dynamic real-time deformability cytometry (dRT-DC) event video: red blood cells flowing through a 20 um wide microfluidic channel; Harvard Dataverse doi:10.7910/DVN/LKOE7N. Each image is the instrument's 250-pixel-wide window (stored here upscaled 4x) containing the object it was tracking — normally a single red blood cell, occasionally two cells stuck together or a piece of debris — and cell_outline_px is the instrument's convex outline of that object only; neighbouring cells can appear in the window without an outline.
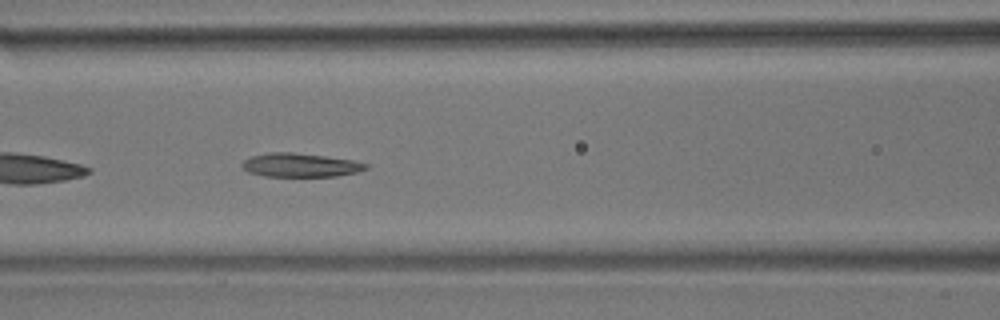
{"species": "common noctule bat (a hibernating species)", "species_latin": "Nyctalus noctula", "temperature_condition": "room temperature", "stored_images_in_passage": 8, "camera_frame_rate_fps": 3000, "um_per_image_px": 0.085, "animal": {"sex": "male", "body_mass_g": 17.9}, "frame": {"image": 1, "passage_image": 6, "time_ms": 5.667, "image_size_px": [1000, 320], "cell_outline_px": [[368, 168], [356, 172], [336, 176], [264, 176], [248, 172], [240, 164], [244, 160], [252, 156], [268, 152], [292, 152], [324, 156], [352, 160], [368, 164]], "centroid_in_image_um": [25.5, 14.03], "position_along_channel_um": 141.1, "area_um2": 16.99}}
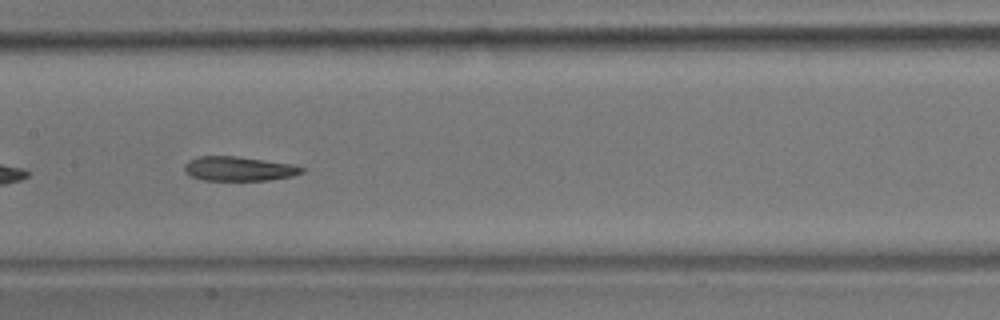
{"frame": {"image": 2, "passage_image": 7, "time_ms": 7.0, "image_size_px": [1000, 320], "cell_outline_px": [[304, 172], [292, 176], [268, 180], [204, 180], [192, 176], [184, 172], [184, 164], [188, 160], [200, 156], [236, 156], [292, 164], [304, 168]], "centroid_in_image_um": [20.28, 14.34], "position_along_channel_um": 187.1, "area_um2": 16.59}}
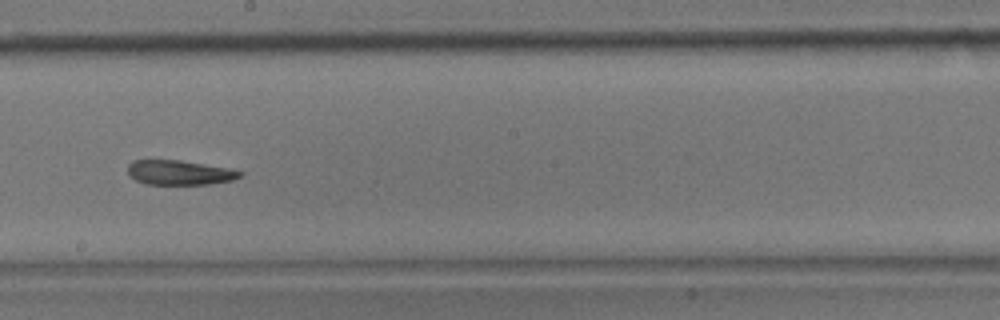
{"frame": {"image": 3, "passage_image": 8, "time_ms": 8.333, "image_size_px": [1000, 320], "cell_outline_px": [[244, 172], [240, 176], [232, 180], [208, 184], [144, 184], [128, 176], [128, 164], [132, 160], [180, 160], [228, 168]], "centroid_in_image_um": [15.21, 14.66], "position_along_channel_um": 233.0, "area_um2": 16.07}}